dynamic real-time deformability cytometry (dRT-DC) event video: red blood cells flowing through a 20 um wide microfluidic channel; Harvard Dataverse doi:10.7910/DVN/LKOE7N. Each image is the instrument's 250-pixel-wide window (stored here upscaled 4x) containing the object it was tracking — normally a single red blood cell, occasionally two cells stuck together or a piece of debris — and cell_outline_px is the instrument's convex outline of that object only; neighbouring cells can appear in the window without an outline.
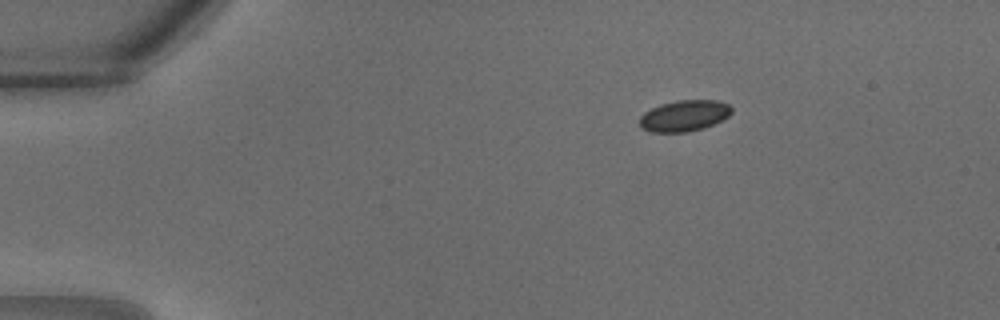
{"species": "common noctule bat (a hibernating species)", "species_latin": "Nyctalus noctula", "temperature_condition": "warm", "stored_images_in_passage": 27, "camera_frame_rate_fps": 3000, "um_per_image_px": 0.085, "animal": {"sex": "male", "body_mass_g": 18.8}, "frame": {"image": 1, "passage_image": 1, "time_ms": 0.0, "image_size_px": [1000, 320], "cell_outline_px": [[732, 112], [728, 116], [704, 128], [688, 132], [652, 132], [640, 128], [640, 116], [644, 112], [660, 104], [676, 100], [716, 100], [728, 104], [732, 108]], "centroid_in_image_um": [58.14, 9.83], "position_along_channel_um": 26.9, "area_um2": 16.7}}
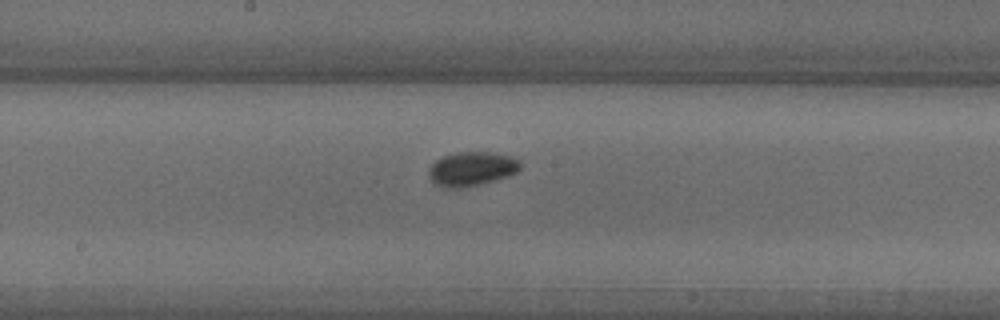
{"frame": {"image": 2, "passage_image": 13, "time_ms": 4.0, "image_size_px": [1000, 320], "cell_outline_px": [[520, 168], [516, 172], [508, 176], [480, 184], [464, 188], [444, 188], [432, 184], [428, 176], [428, 168], [436, 160], [444, 156], [456, 152], [488, 152], [512, 156], [520, 160]], "centroid_in_image_um": [40.05, 14.37], "position_along_channel_um": 208.2, "area_um2": 18.44}}
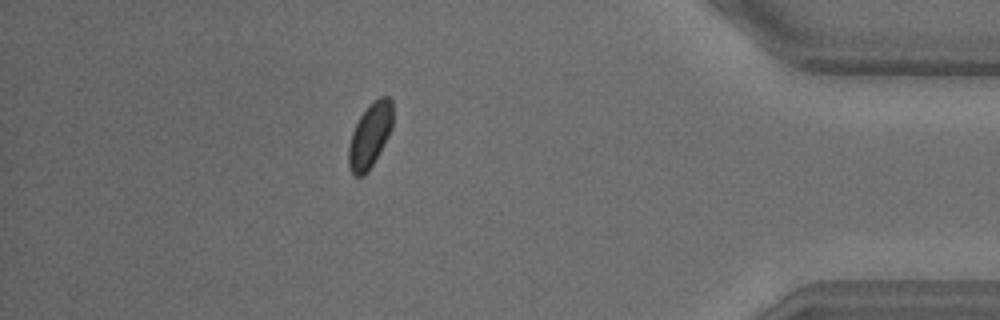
{"frame": {"image": 3, "passage_image": 24, "time_ms": 7.667, "image_size_px": [1000, 320], "cell_outline_px": [[392, 128], [384, 144], [368, 172], [364, 176], [352, 176], [348, 164], [348, 148], [352, 132], [360, 116], [372, 100], [380, 96], [388, 96], [392, 100]], "centroid_in_image_um": [31.44, 11.51], "position_along_channel_um": 403.8, "area_um2": 16.7}}